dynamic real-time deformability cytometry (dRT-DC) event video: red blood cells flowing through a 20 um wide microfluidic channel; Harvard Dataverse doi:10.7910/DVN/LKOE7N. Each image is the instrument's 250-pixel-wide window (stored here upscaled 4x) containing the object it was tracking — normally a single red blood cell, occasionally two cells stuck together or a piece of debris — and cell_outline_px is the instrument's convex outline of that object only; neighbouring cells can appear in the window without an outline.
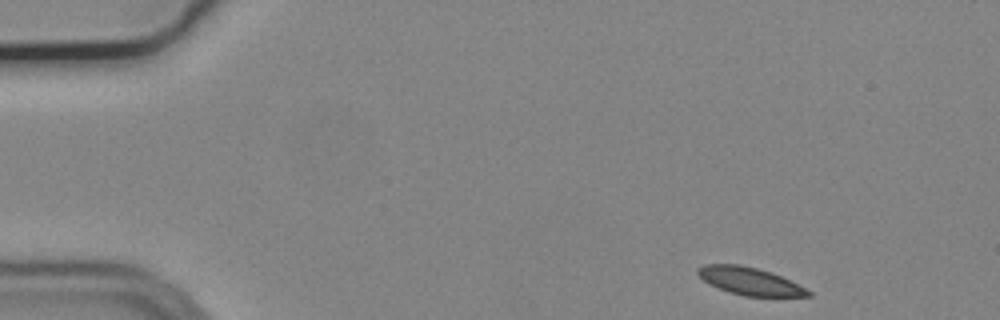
{"species": "common noctule bat (a hibernating species)", "species_latin": "Nyctalus noctula", "temperature_condition": "cold", "stored_images_in_passage": 51, "camera_frame_rate_fps": 3000, "um_per_image_px": 0.085, "animal": {"sex": "male", "body_mass_g": 19.2, "forearm_length_mm": 51.8}, "frame": {"image": 1, "passage_image": 1, "time_ms": 0.0, "image_size_px": [1000, 320], "cell_outline_px": [[812, 296], [744, 296], [728, 292], [704, 280], [696, 272], [696, 268], [704, 264], [740, 264], [772, 272], [812, 292]], "centroid_in_image_um": [63.7, 23.88], "position_along_channel_um": 21.3, "area_um2": 17.46}}
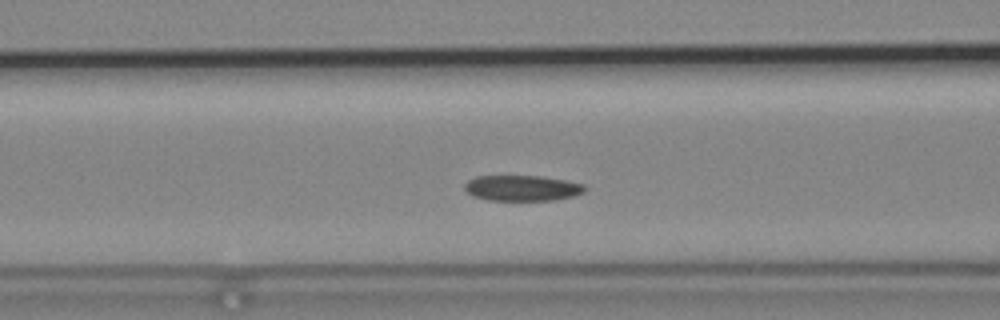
{"frame": {"image": 2, "passage_image": 17, "time_ms": 5.333, "image_size_px": [1000, 320], "cell_outline_px": [[588, 188], [584, 192], [572, 196], [552, 200], [488, 200], [472, 196], [464, 188], [464, 184], [468, 180], [476, 176], [540, 176], [564, 180], [584, 184]], "centroid_in_image_um": [44.37, 15.98], "position_along_channel_um": 122.2, "area_um2": 17.92}}
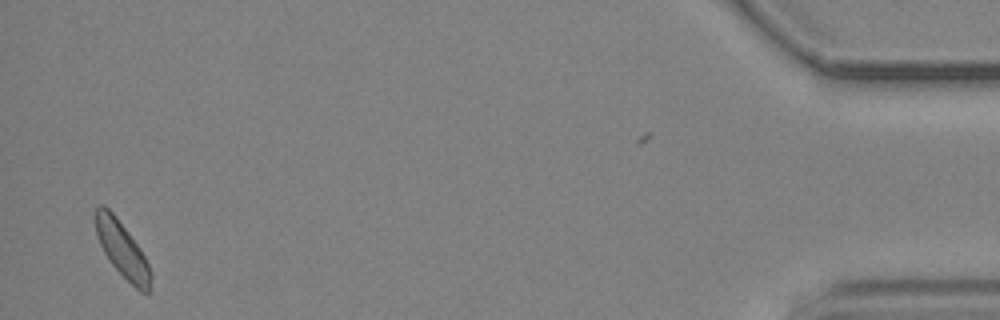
{"frame": {"image": 3, "passage_image": 49, "time_ms": 16.0, "image_size_px": [1000, 320], "cell_outline_px": [[152, 292], [148, 296], [140, 292], [108, 260], [96, 236], [96, 208], [100, 204], [104, 204], [116, 216], [140, 248], [152, 272]], "centroid_in_image_um": [10.44, 21.27], "position_along_channel_um": 424.8, "area_um2": 17.98}}